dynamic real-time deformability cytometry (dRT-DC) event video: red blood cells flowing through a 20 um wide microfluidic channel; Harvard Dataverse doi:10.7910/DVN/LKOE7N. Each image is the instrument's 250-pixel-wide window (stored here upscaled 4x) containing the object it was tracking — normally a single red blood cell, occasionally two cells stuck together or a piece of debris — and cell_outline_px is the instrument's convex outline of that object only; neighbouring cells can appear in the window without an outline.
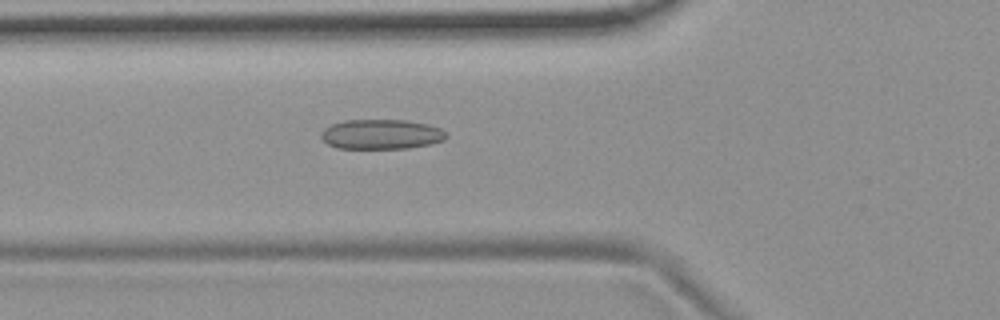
{"species": "common noctule bat (a hibernating species)", "species_latin": "Nyctalus noctula", "temperature_condition": "room temperature", "stored_images_in_passage": 45, "camera_frame_rate_fps": 3000, "um_per_image_px": 0.085, "animal": {"sex": "female", "body_mass_g": 19.9}, "frame": {"image": 1, "passage_image": 11, "time_ms": 3.333, "image_size_px": [1000, 320], "cell_outline_px": [[448, 136], [444, 140], [432, 144], [408, 148], [336, 148], [328, 144], [320, 136], [320, 132], [324, 128], [332, 124], [344, 120], [404, 120], [428, 124], [440, 128], [448, 132]], "centroid_in_image_um": [32.43, 11.41], "position_along_channel_um": 93.4, "area_um2": 21.91}}
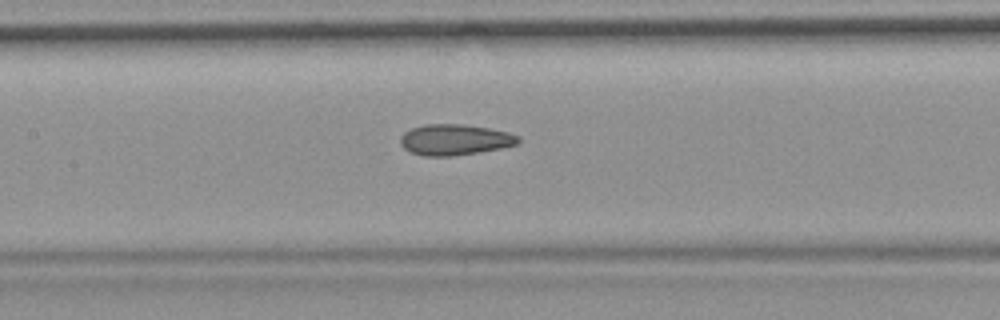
{"frame": {"image": 2, "passage_image": 17, "time_ms": 5.333, "image_size_px": [1000, 320], "cell_outline_px": [[520, 140], [516, 144], [500, 148], [452, 156], [424, 156], [412, 152], [404, 148], [400, 144], [400, 136], [404, 132], [412, 128], [424, 124], [464, 124], [488, 128], [508, 132], [520, 136]], "centroid_in_image_um": [38.63, 11.86], "position_along_channel_um": 168.8, "area_um2": 21.1}}
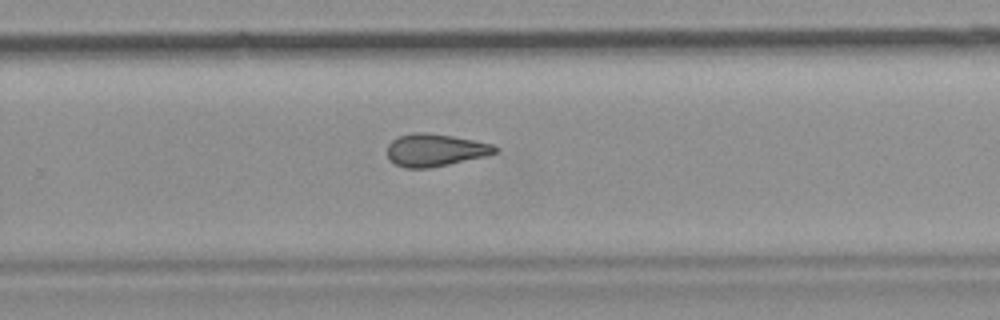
{"frame": {"image": 3, "passage_image": 27, "time_ms": 8.667, "image_size_px": [1000, 320], "cell_outline_px": [[500, 148], [496, 152], [484, 156], [448, 164], [428, 168], [404, 168], [396, 164], [388, 156], [388, 144], [392, 140], [400, 136], [412, 132], [428, 132], [452, 136], [492, 144]], "centroid_in_image_um": [36.98, 12.74], "position_along_channel_um": 292.8, "area_um2": 20.17}, "authors_computed_cell_mechanics": {"area_um2": 20.5768, "velocity_mm_per_s": 3.7482, "shape_relaxation_time_tau1_ms": null, "shape_relaxation_time_tau2_ms": 3.497, "deformation_change_tau1": null, "deformation_change_tau2": 0.1094}}